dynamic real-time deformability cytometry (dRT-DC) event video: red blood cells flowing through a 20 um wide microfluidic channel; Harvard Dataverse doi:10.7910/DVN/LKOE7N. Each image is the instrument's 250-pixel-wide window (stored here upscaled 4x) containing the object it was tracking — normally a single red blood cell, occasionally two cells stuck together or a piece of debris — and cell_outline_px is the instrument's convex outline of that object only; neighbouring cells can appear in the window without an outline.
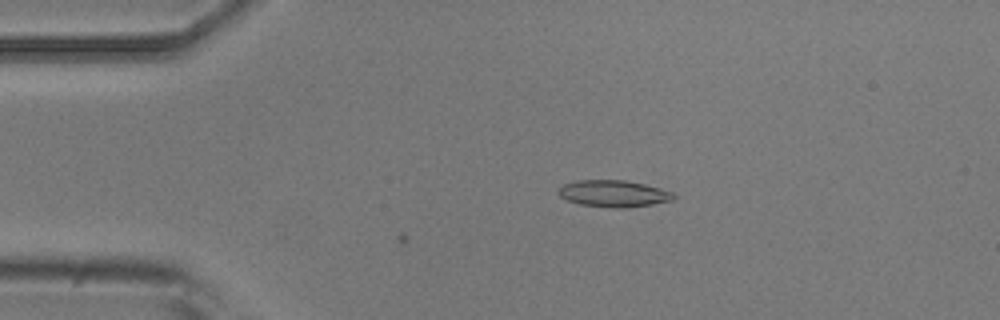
{"species": "common noctule bat (a hibernating species)", "species_latin": "Nyctalus noctula", "temperature_condition": "room temperature", "stored_images_in_passage": 3, "camera_frame_rate_fps": 3000, "um_per_image_px": 0.085, "animal": {"sex": "male", "body_mass_g": 20.5, "forearm_length_mm": 52.5}, "frame": {"image": 1, "passage_image": 3, "time_ms": 2.333, "image_size_px": [1000, 320], "cell_outline_px": [[676, 196], [672, 200], [652, 204], [624, 208], [612, 208], [580, 204], [568, 200], [560, 196], [556, 192], [564, 184], [576, 180], [624, 180], [644, 184], [660, 188], [672, 192]], "centroid_in_image_um": [52.14, 16.45], "position_along_channel_um": 32.9, "area_um2": 17.86}}